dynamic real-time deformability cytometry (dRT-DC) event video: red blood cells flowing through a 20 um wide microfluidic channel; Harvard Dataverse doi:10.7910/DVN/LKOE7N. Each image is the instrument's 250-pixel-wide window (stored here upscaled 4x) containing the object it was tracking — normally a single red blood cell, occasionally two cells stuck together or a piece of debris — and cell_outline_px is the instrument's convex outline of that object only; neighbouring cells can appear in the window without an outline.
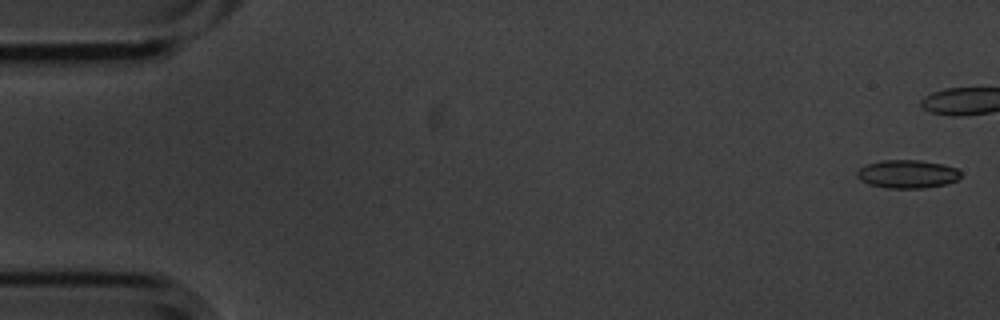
{"species": "common noctule bat (a hibernating species)", "species_latin": "Nyctalus noctula", "temperature_condition": "cold", "stored_images_in_passage": 6, "camera_frame_rate_fps": 3000, "um_per_image_px": 0.085, "animal": {"sex": "male", "body_mass_g": 20.1, "forearm_length_mm": 53.5}, "frame": {"image": 1, "passage_image": 1, "time_ms": 0.0, "image_size_px": [1000, 320], "cell_outline_px": [[960, 176], [956, 180], [944, 184], [924, 188], [888, 188], [868, 184], [860, 180], [856, 176], [856, 172], [860, 168], [868, 164], [884, 160], [920, 160], [944, 164], [956, 168], [960, 172]], "centroid_in_image_um": [77.11, 14.79], "position_along_channel_um": 7.9, "area_um2": 16.99}}
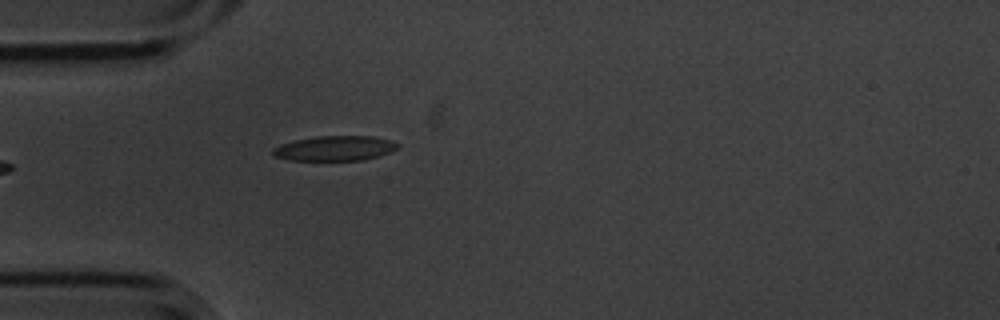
{"frame": {"image": 2, "passage_image": 6, "time_ms": 1.667, "image_size_px": [1000, 320], "cell_outline_px": [[400, 144], [396, 148], [380, 156], [364, 160], [288, 160], [272, 156], [272, 148], [280, 144], [296, 140], [316, 136], [372, 136], [392, 140]], "centroid_in_image_um": [28.44, 12.61], "position_along_channel_um": 56.6, "area_um2": 18.21}}